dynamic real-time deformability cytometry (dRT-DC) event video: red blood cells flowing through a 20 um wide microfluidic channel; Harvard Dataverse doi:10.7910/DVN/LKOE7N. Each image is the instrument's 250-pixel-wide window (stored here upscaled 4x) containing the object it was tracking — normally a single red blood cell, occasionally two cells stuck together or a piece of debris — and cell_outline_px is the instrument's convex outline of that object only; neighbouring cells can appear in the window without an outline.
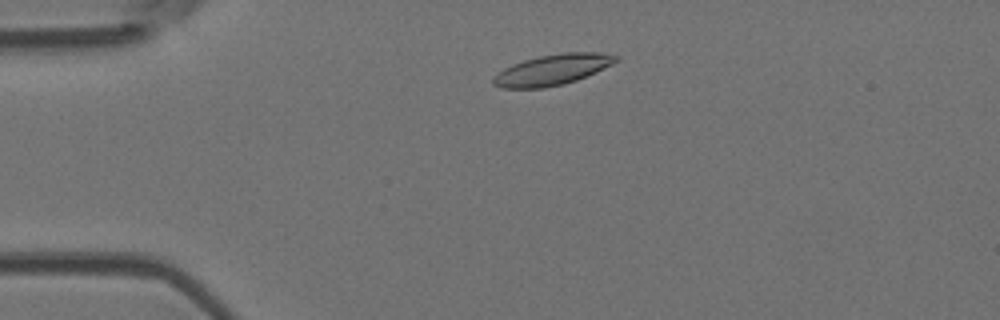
{"species": "Egyptian fruit bat (a non-hibernating species)", "species_latin": "Rousettus aegyptiacus", "temperature_condition": "room temperature", "stored_images_in_passage": 48, "camera_frame_rate_fps": 3000, "um_per_image_px": 0.085, "animal": {"sex": "female"}, "frame": {"image": 1, "passage_image": 6, "time_ms": 1.667, "image_size_px": [1000, 320], "cell_outline_px": [[620, 60], [612, 64], [576, 80], [564, 84], [544, 88], [500, 88], [492, 84], [492, 76], [496, 72], [512, 64], [524, 60], [540, 56], [564, 52], [600, 52], [620, 56]], "centroid_in_image_um": [46.92, 5.93], "position_along_channel_um": 38.1, "area_um2": 22.02}}
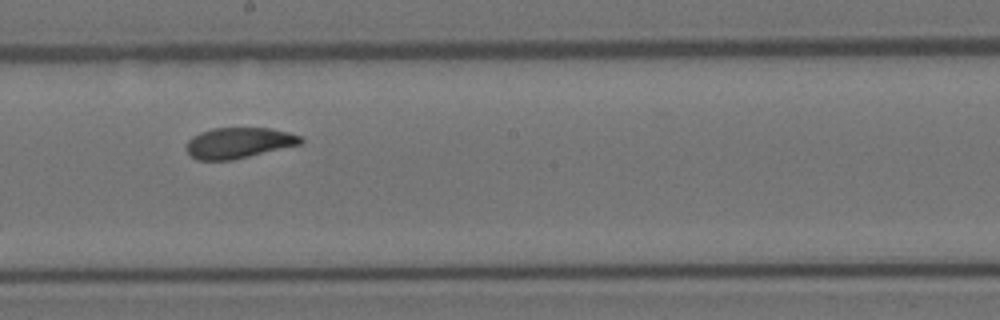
{"frame": {"image": 2, "passage_image": 24, "time_ms": 7.667, "image_size_px": [1000, 320], "cell_outline_px": [[304, 140], [300, 144], [232, 160], [196, 160], [188, 152], [188, 140], [192, 136], [200, 132], [212, 128], [268, 128], [288, 132], [300, 136]], "centroid_in_image_um": [20.28, 12.14], "position_along_channel_um": 227.9, "area_um2": 20.23}}
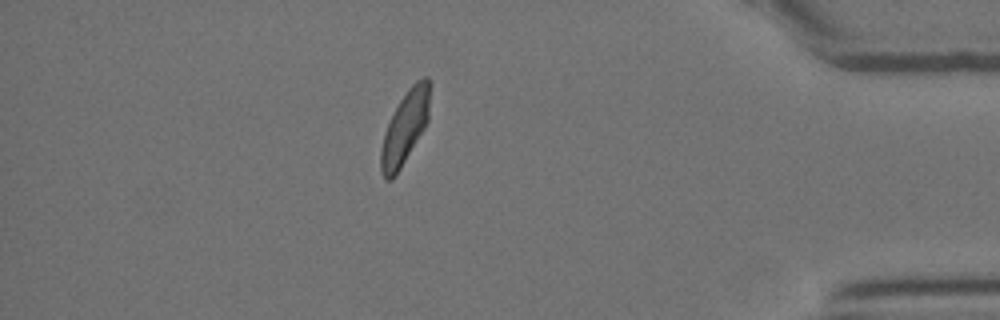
{"frame": {"image": 3, "passage_image": 41, "time_ms": 13.333, "image_size_px": [1000, 320], "cell_outline_px": [[428, 120], [424, 128], [396, 176], [392, 180], [384, 180], [380, 172], [380, 152], [384, 132], [400, 100], [408, 88], [416, 80], [424, 76], [428, 76]], "centroid_in_image_um": [34.38, 10.91], "position_along_channel_um": 400.8, "area_um2": 20.46}}